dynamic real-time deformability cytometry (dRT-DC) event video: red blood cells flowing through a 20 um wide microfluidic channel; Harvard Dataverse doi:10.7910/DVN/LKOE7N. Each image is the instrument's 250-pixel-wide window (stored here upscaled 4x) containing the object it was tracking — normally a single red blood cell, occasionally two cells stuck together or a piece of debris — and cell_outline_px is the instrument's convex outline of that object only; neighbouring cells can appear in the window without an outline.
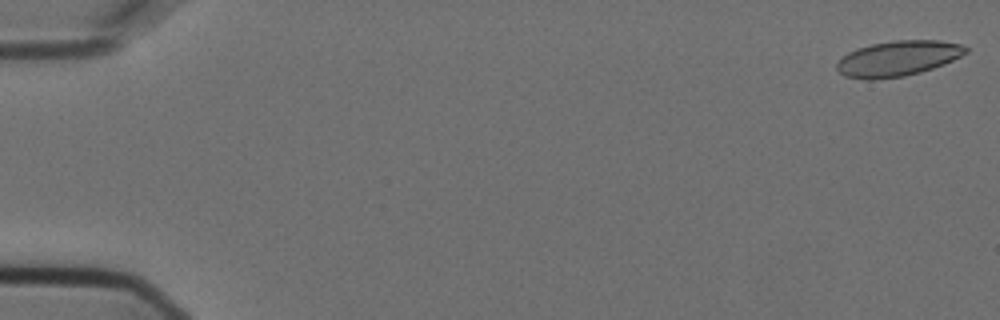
{"species": "Egyptian fruit bat (a non-hibernating species)", "species_latin": "Rousettus aegyptiacus", "temperature_condition": "cold", "stored_images_in_passage": 56, "camera_frame_rate_fps": 3000, "um_per_image_px": 0.085, "animal": {"sex": "female"}, "frame": {"image": 1, "passage_image": 1, "time_ms": 0.0, "image_size_px": [1000, 320], "cell_outline_px": [[968, 52], [944, 64], [920, 72], [904, 76], [876, 80], [864, 80], [844, 76], [836, 68], [836, 64], [848, 52], [872, 44], [892, 40], [940, 40], [964, 44], [968, 48]], "centroid_in_image_um": [76.34, 4.97], "position_along_channel_um": 8.7, "area_um2": 26.65}}
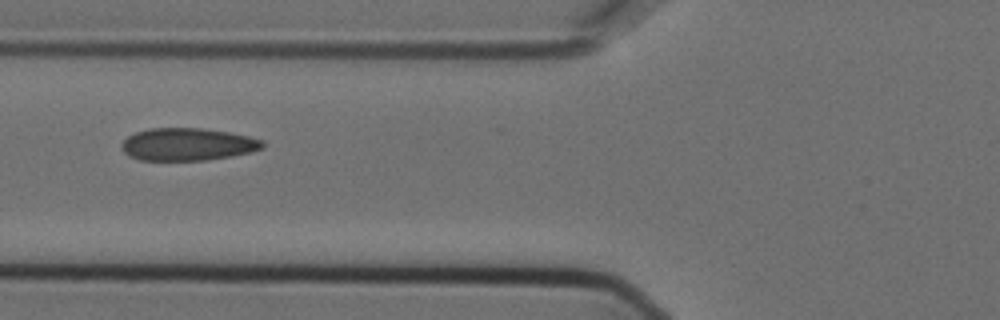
{"frame": {"image": 2, "passage_image": 22, "time_ms": 7.0, "image_size_px": [1000, 320], "cell_outline_px": [[264, 148], [252, 152], [232, 156], [204, 160], [140, 160], [128, 156], [120, 148], [120, 144], [128, 136], [136, 132], [148, 128], [200, 128], [228, 132], [248, 136], [264, 140]], "centroid_in_image_um": [15.94, 12.27], "position_along_channel_um": 109.9, "area_um2": 26.88}}
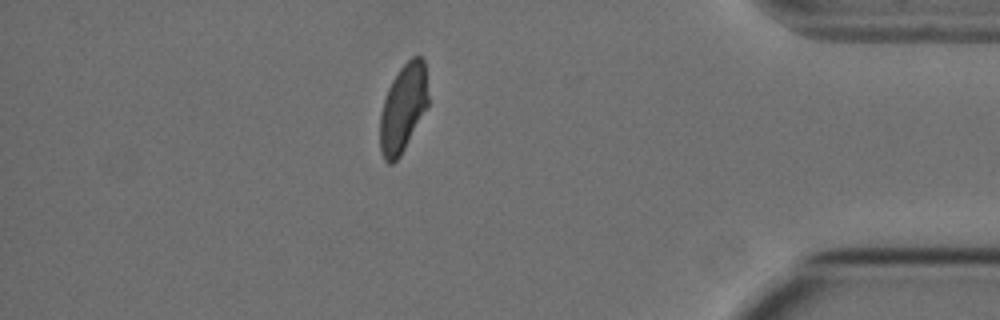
{"frame": {"image": 3, "passage_image": 49, "time_ms": 16.0, "image_size_px": [1000, 320], "cell_outline_px": [[428, 104], [400, 156], [392, 164], [388, 164], [384, 160], [380, 152], [380, 116], [384, 100], [388, 88], [392, 80], [400, 68], [412, 56], [420, 56], [424, 60], [428, 96]], "centroid_in_image_um": [34.24, 9.2], "position_along_channel_um": 401.0, "area_um2": 24.39}, "authors_computed_cell_mechanics": {"area_um2": 26.6169, "velocity_mm_per_s": 3.6098, "shape_relaxation_time_tau1_ms": 10.4072, "shape_relaxation_time_tau2_ms": 1.0714, "deformation_change_tau1": 0.1932, "deformation_change_tau2": 0.0535}}